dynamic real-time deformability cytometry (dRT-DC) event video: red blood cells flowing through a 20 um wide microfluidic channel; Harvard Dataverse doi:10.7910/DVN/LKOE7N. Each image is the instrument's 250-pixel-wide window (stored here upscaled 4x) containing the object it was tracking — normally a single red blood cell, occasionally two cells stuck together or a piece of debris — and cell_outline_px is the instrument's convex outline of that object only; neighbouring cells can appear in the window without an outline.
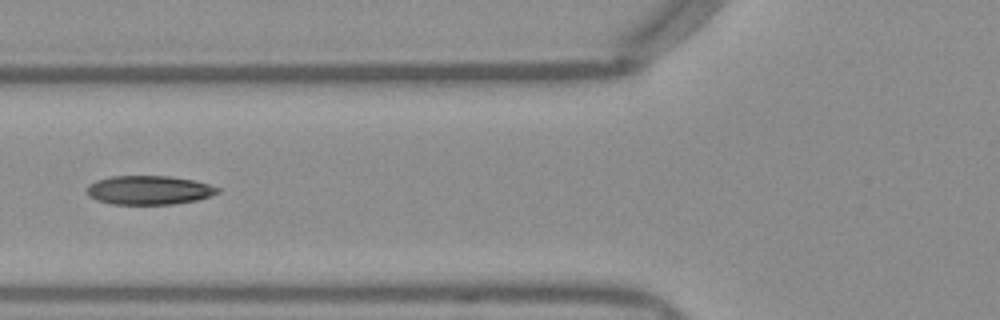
{"species": "Egyptian fruit bat (a non-hibernating species)", "species_latin": "Rousettus aegyptiacus", "temperature_condition": "warm", "stored_images_in_passage": 16, "camera_frame_rate_fps": 3000, "um_per_image_px": 0.085, "frame": {"image": 1, "passage_image": 7, "time_ms": 2.0, "image_size_px": [1000, 320], "cell_outline_px": [[220, 192], [212, 196], [196, 200], [172, 204], [112, 204], [96, 200], [88, 196], [88, 184], [96, 180], [112, 176], [168, 176], [192, 180], [208, 184], [220, 188]], "centroid_in_image_um": [12.66, 16.16], "position_along_channel_um": 113.1, "area_um2": 22.02}}
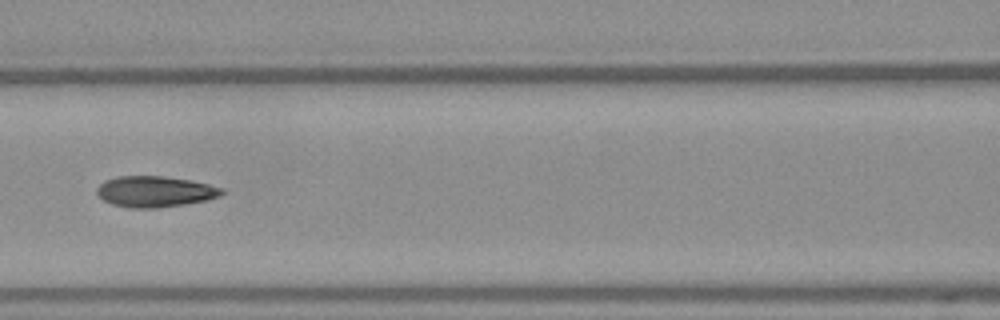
{"frame": {"image": 2, "passage_image": 10, "time_ms": 3.0, "image_size_px": [1000, 320], "cell_outline_px": [[224, 192], [220, 196], [208, 200], [160, 208], [128, 208], [112, 204], [104, 200], [96, 192], [96, 188], [104, 180], [116, 176], [164, 176], [188, 180], [208, 184], [224, 188]], "centroid_in_image_um": [13.17, 16.28], "position_along_channel_um": 153.4, "area_um2": 22.66}}
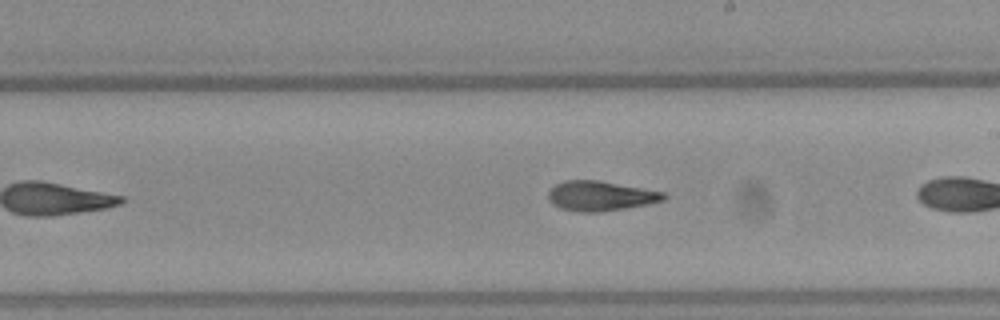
{"frame": {"image": 3, "passage_image": 14, "time_ms": 4.333, "image_size_px": [1000, 320], "cell_outline_px": [[668, 196], [664, 200], [648, 204], [600, 212], [580, 212], [560, 208], [552, 204], [548, 196], [548, 192], [556, 184], [564, 180], [600, 180], [664, 192]], "centroid_in_image_um": [51.04, 16.65], "position_along_channel_um": 238.0, "area_um2": 20.06}}